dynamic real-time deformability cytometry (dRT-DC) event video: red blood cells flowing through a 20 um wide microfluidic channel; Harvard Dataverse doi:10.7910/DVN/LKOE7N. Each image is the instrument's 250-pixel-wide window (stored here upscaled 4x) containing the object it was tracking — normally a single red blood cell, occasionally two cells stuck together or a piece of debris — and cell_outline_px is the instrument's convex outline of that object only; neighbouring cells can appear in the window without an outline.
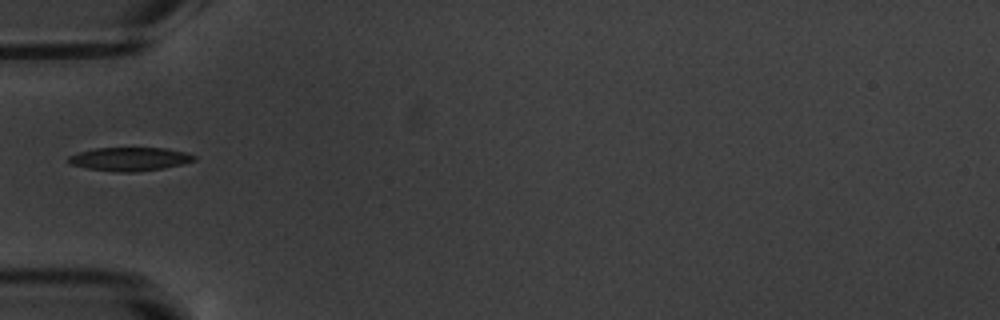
{"species": "common noctule bat (a hibernating species)", "species_latin": "Nyctalus noctula", "temperature_condition": "warm", "stored_images_in_passage": 7, "segment_of_instrument_passage": [2, 2], "camera_frame_rate_fps": 3000, "um_per_image_px": 0.085, "animal": {"sex": "male", "body_mass_g": 20.1, "forearm_length_mm": 53.5}, "frame": {"image": 1, "passage_image": 5, "time_ms": 6.333, "image_size_px": [1000, 320], "cell_outline_px": [[196, 160], [184, 164], [136, 172], [116, 172], [88, 168], [72, 164], [68, 160], [68, 156], [80, 152], [96, 148], [164, 148], [184, 152], [196, 156]], "centroid_in_image_um": [11.05, 13.52], "position_along_channel_um": 74.0, "area_um2": 16.99}}